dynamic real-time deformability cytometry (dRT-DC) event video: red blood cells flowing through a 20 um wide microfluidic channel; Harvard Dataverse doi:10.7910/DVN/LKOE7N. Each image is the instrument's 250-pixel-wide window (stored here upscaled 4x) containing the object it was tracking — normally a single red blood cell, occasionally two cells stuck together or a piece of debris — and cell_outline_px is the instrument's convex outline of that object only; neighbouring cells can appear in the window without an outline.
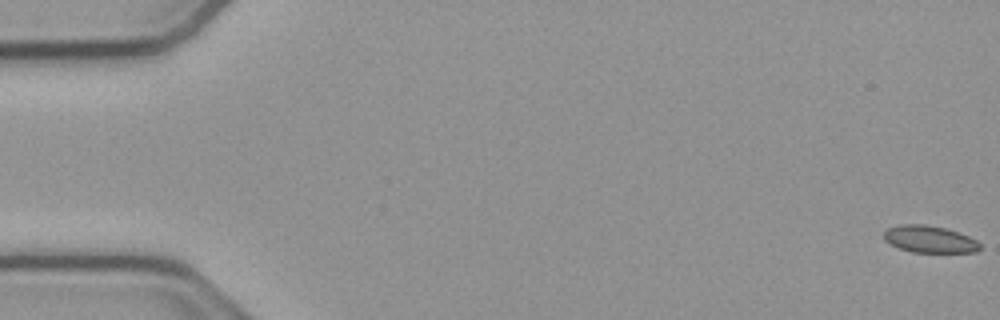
{"species": "common noctule bat (a hibernating species)", "species_latin": "Nyctalus noctula", "temperature_condition": "cold", "stored_images_in_passage": 55, "camera_frame_rate_fps": 3000, "um_per_image_px": 0.085, "animal": {"sex": "male", "body_mass_g": 23.1, "forearm_length_mm": 52.7}, "frame": {"image": 1, "passage_image": 1, "time_ms": 0.0, "image_size_px": [1000, 320], "cell_outline_px": [[980, 248], [976, 252], [912, 252], [900, 248], [884, 240], [884, 232], [888, 228], [900, 224], [924, 224], [944, 228], [968, 236], [976, 240], [980, 244]], "centroid_in_image_um": [79.0, 20.33], "position_along_channel_um": 6.0, "area_um2": 14.91}}
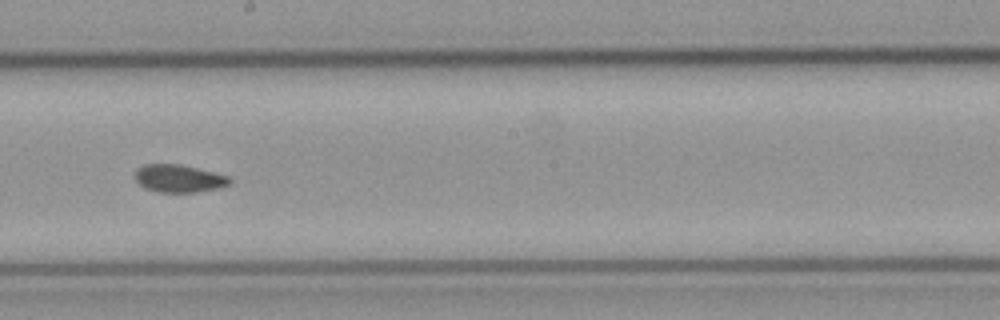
{"frame": {"image": 2, "passage_image": 31, "time_ms": 10.0, "image_size_px": [1000, 320], "cell_outline_px": [[232, 184], [220, 188], [196, 192], [156, 192], [144, 188], [132, 176], [136, 168], [144, 164], [180, 164], [228, 176], [232, 180]], "centroid_in_image_um": [15.17, 15.17], "position_along_channel_um": 233.0, "area_um2": 15.49}}
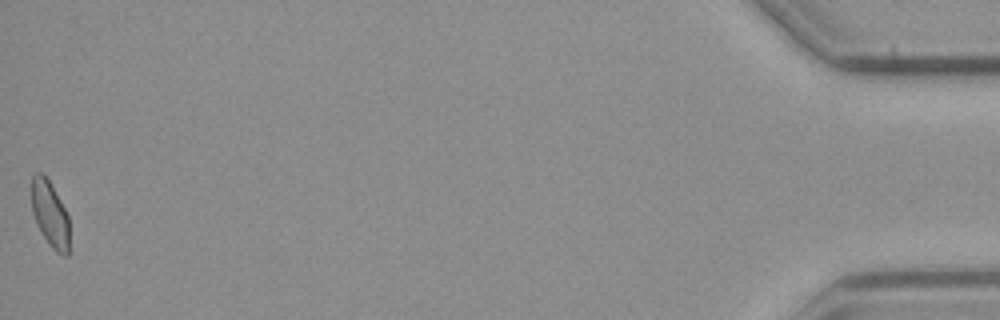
{"frame": {"image": 3, "passage_image": 55, "time_ms": 18.0, "image_size_px": [1000, 320], "cell_outline_px": [[68, 256], [64, 256], [56, 252], [48, 244], [36, 224], [32, 212], [32, 176], [36, 172], [40, 172], [48, 180], [60, 200], [68, 216]], "centroid_in_image_um": [4.23, 18.23], "position_along_channel_um": 431.0, "area_um2": 14.33}, "authors_computed_cell_mechanics": {"area_um2": 15.5482, "velocity_mm_per_s": 3.8004, "shape_relaxation_time_tau1_ms": null, "shape_relaxation_time_tau2_ms": 2.0181, "deformation_change_tau1": null, "deformation_change_tau2": 0.057}}